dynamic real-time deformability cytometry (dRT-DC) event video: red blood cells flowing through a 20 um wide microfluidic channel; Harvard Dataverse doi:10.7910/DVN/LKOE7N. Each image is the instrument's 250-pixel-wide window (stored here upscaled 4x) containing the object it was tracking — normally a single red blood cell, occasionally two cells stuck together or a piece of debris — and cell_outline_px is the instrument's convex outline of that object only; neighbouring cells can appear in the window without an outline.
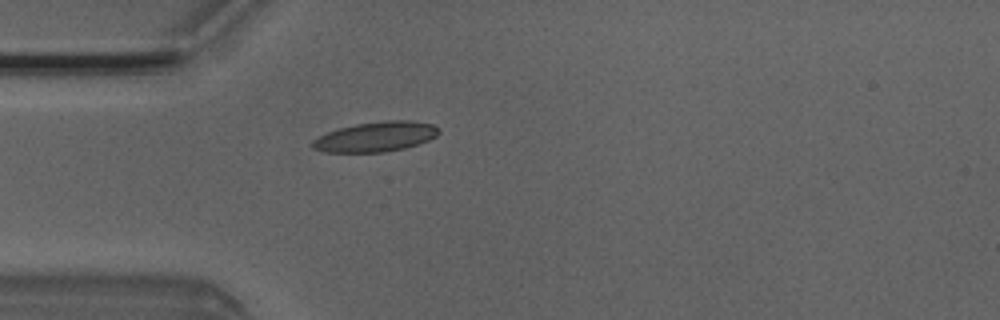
{"species": "Egyptian fruit bat (a non-hibernating species)", "species_latin": "Rousettus aegyptiacus", "temperature_condition": "room temperature", "stored_images_in_passage": 4, "camera_frame_rate_fps": 3000, "um_per_image_px": 0.085, "animal": {"sex": "male"}, "frame": {"image": 1, "passage_image": 4, "time_ms": 1.0, "image_size_px": [1000, 320], "cell_outline_px": [[440, 132], [436, 136], [428, 140], [404, 148], [384, 152], [324, 152], [312, 148], [312, 140], [328, 132], [340, 128], [356, 124], [388, 120], [412, 120], [432, 124], [440, 128]], "centroid_in_image_um": [31.96, 11.62], "position_along_channel_um": 53.0, "area_um2": 21.91}}